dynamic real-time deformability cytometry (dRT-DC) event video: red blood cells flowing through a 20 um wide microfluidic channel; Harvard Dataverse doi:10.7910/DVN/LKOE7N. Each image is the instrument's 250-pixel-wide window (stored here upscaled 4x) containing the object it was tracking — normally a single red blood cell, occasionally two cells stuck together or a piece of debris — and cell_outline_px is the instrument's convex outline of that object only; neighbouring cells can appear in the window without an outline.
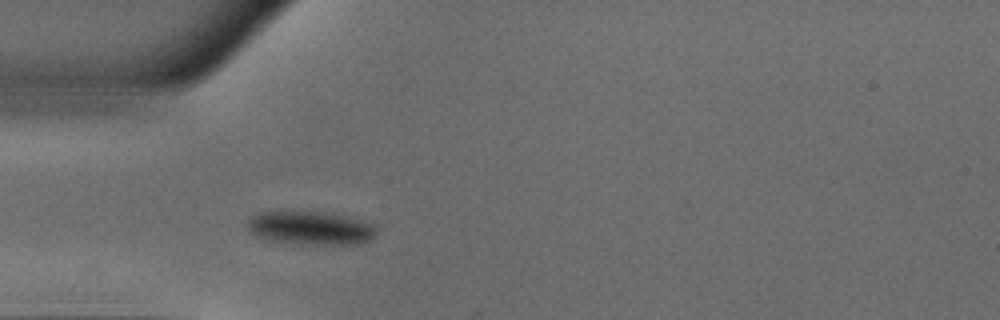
{"species": "common noctule bat (a hibernating species)", "species_latin": "Nyctalus noctula", "temperature_condition": "warm", "stored_images_in_passage": 17, "camera_frame_rate_fps": 3000, "um_per_image_px": 0.085, "animal": {"sex": "male", "body_mass_g": 18.8}, "frame": {"image": 1, "passage_image": 1, "time_ms": 0.0, "image_size_px": [1000, 320], "cell_outline_px": [[376, 232], [368, 240], [352, 244], [280, 244], [256, 236], [248, 232], [244, 224], [252, 216], [260, 212], [280, 208], [292, 208], [332, 212], [376, 224]], "centroid_in_image_um": [26.25, 19.32], "position_along_channel_um": 58.7, "area_um2": 26.82}}
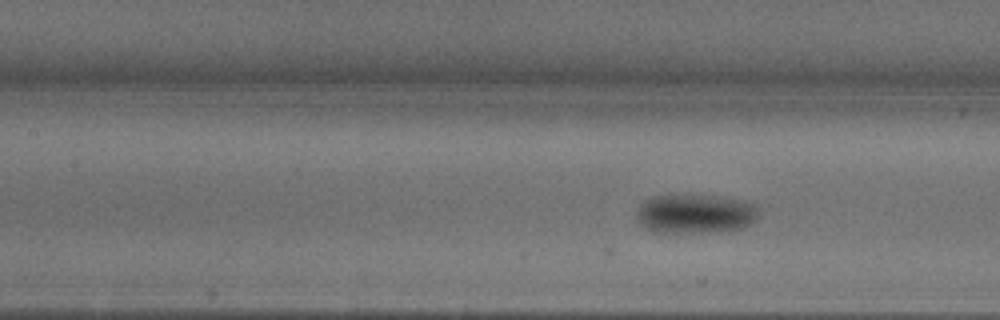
{"frame": {"image": 2, "passage_image": 8, "time_ms": 2.333, "image_size_px": [1000, 320], "cell_outline_px": [[760, 216], [748, 228], [732, 232], [688, 236], [656, 236], [640, 228], [636, 224], [636, 208], [648, 196], [664, 192], [696, 192], [748, 200], [760, 204]], "centroid_in_image_um": [59.05, 18.2], "position_along_channel_um": 148.3, "area_um2": 32.66}}
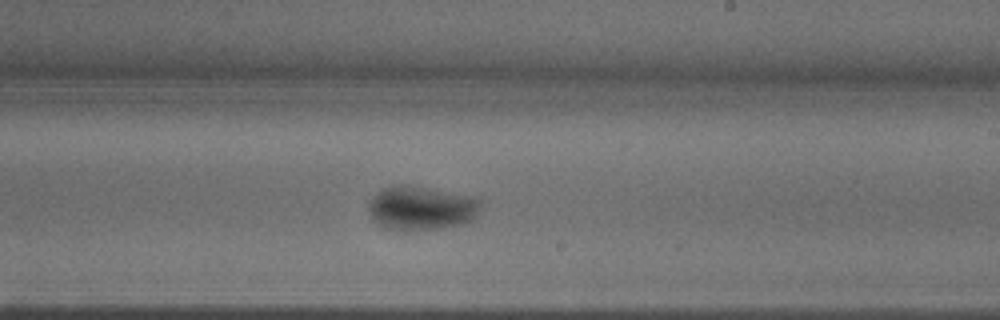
{"frame": {"image": 3, "passage_image": 16, "time_ms": 5.0, "image_size_px": [1000, 320], "cell_outline_px": [[488, 200], [476, 220], [472, 224], [456, 228], [432, 232], [392, 232], [376, 228], [368, 220], [368, 200], [380, 188], [392, 184], [412, 184], [484, 196]], "centroid_in_image_um": [35.91, 17.74], "position_along_channel_um": 253.1, "area_um2": 33.12}}